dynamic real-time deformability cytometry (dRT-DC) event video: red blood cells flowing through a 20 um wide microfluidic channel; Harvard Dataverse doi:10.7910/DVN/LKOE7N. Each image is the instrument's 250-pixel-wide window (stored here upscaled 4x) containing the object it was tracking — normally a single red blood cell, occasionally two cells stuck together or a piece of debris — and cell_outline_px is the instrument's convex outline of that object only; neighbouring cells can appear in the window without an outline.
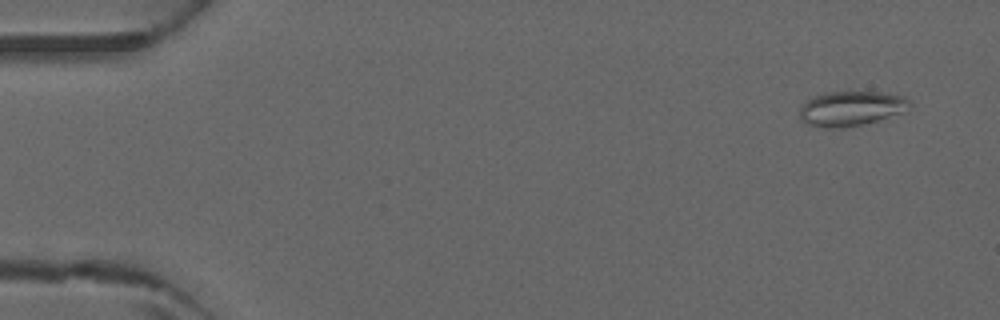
{"species": "common noctule bat (a hibernating species)", "species_latin": "Nyctalus noctula", "temperature_condition": "warm", "stored_images_in_passage": 8, "camera_frame_rate_fps": 3000, "um_per_image_px": 0.085, "animal": {"sex": "male", "forearm_length_mm": 52.5}, "frame": {"image": 1, "passage_image": 3, "time_ms": 0.667, "image_size_px": [1000, 320], "cell_outline_px": [[912, 104], [900, 112], [864, 124], [844, 128], [824, 128], [808, 124], [800, 120], [800, 108], [804, 100], [812, 96], [828, 92], [888, 92], [904, 96]], "centroid_in_image_um": [72.28, 9.21], "position_along_channel_um": 12.7, "area_um2": 22.31}}